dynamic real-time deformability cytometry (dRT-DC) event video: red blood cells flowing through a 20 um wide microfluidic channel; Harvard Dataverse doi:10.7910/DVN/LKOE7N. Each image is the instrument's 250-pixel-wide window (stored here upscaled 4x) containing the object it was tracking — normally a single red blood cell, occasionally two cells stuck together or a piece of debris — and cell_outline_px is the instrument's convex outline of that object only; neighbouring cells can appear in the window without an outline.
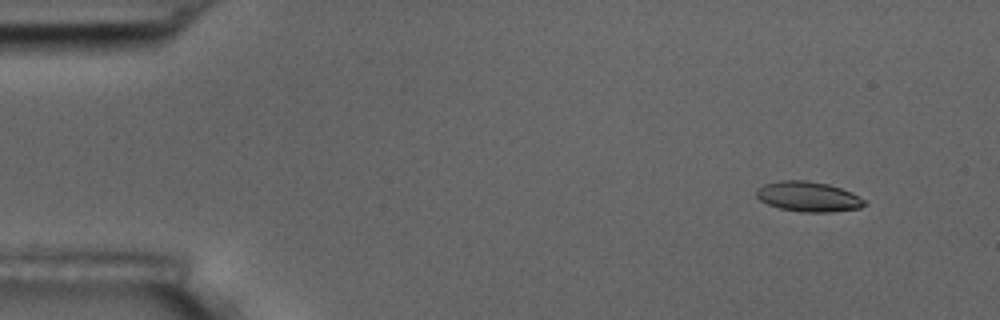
{"species": "common noctule bat (a hibernating species)", "species_latin": "Nyctalus noctula", "temperature_condition": "room temperature", "stored_images_in_passage": 8, "camera_frame_rate_fps": 3000, "um_per_image_px": 0.085, "animal": {"sex": "male", "body_mass_g": 17.5, "forearm_length_mm": 52.3}, "frame": {"image": 1, "passage_image": 1, "time_ms": 0.0, "image_size_px": [1000, 320], "cell_outline_px": [[868, 204], [860, 208], [828, 212], [800, 212], [780, 208], [768, 204], [760, 200], [756, 196], [756, 188], [764, 184], [780, 180], [804, 180], [828, 184], [852, 192], [868, 200]], "centroid_in_image_um": [68.73, 16.71], "position_along_channel_um": 16.3, "area_um2": 19.13}}
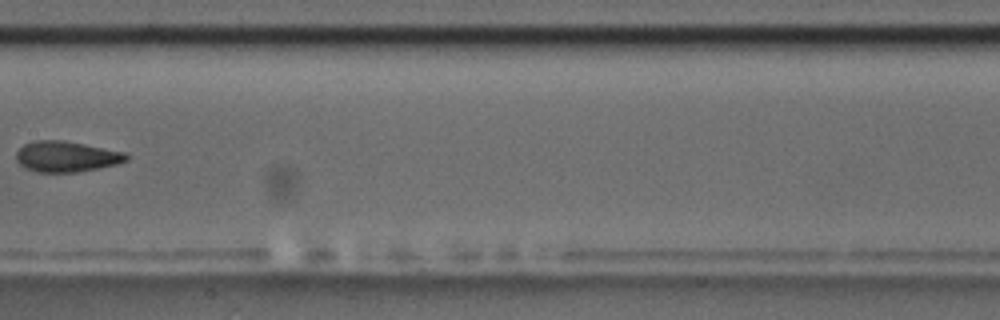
{"frame": {"image": 2, "passage_image": 7, "time_ms": 8.0, "image_size_px": [1000, 320], "cell_outline_px": [[128, 160], [116, 164], [76, 172], [40, 172], [24, 168], [16, 160], [16, 152], [24, 144], [32, 140], [64, 140], [124, 152], [128, 156]], "centroid_in_image_um": [5.6, 13.3], "position_along_channel_um": 201.8, "area_um2": 19.59}}
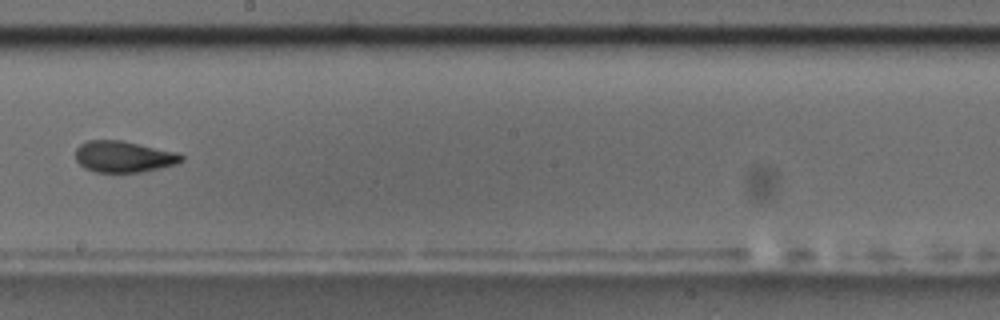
{"frame": {"image": 3, "passage_image": 8, "time_ms": 9.0, "image_size_px": [1000, 320], "cell_outline_px": [[184, 160], [176, 164], [160, 168], [140, 172], [96, 172], [84, 168], [76, 160], [76, 148], [80, 144], [88, 140], [120, 140], [180, 152], [184, 156]], "centroid_in_image_um": [10.54, 13.31], "position_along_channel_um": 237.7, "area_um2": 19.48}}